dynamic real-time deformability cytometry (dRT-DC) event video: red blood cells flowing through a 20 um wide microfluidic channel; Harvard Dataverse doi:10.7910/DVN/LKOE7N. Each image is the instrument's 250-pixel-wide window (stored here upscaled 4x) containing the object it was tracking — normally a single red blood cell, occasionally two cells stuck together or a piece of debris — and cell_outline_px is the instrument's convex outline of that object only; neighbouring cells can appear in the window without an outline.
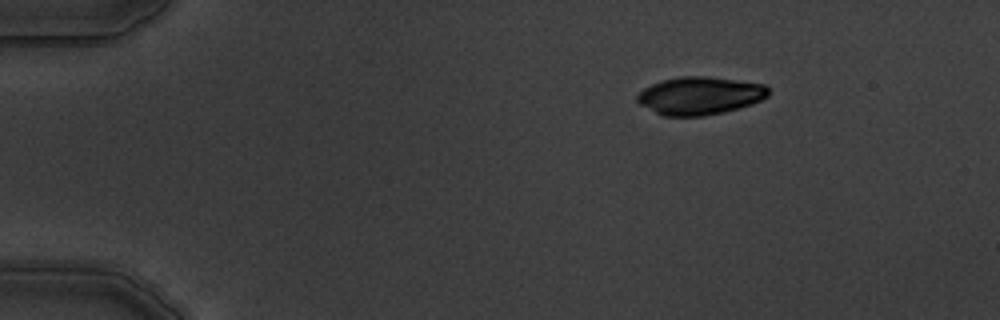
{"species": "common noctule bat (a hibernating species)", "species_latin": "Nyctalus noctula", "temperature_condition": "warm", "stored_images_in_passage": 6, "camera_frame_rate_fps": 3000, "um_per_image_px": 0.085, "animal": {"sex": "male", "body_mass_g": 19.5, "forearm_length_mm": 54.6}, "frame": {"image": 1, "passage_image": 6, "time_ms": 6.333, "image_size_px": [1000, 320], "cell_outline_px": [[768, 96], [752, 104], [724, 112], [704, 116], [664, 116], [640, 104], [636, 100], [636, 96], [644, 88], [660, 80], [680, 76], [704, 76], [764, 84], [768, 88]], "centroid_in_image_um": [59.47, 8.13], "position_along_channel_um": 25.5, "area_um2": 28.78}}